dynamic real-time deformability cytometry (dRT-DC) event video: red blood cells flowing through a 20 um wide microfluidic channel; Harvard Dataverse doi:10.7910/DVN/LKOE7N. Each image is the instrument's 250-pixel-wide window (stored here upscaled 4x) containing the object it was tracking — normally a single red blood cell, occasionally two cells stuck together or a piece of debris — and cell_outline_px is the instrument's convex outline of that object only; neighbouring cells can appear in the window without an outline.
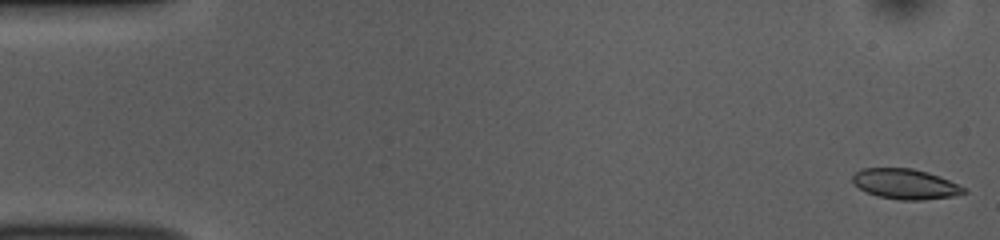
{"species": "common noctule bat (a hibernating species)", "species_latin": "Nyctalus noctula", "temperature_condition": "room temperature", "stored_images_in_passage": 14, "camera_frame_rate_fps": 3000, "um_per_image_px": 0.085, "animal": {"sex": "female", "body_mass_g": 10.0, "forearm_length_mm": 53.1}, "frame": {"image": 1, "passage_image": 1, "time_ms": 0.0, "image_size_px": [1000, 240], "cell_outline_px": [[968, 192], [952, 196], [924, 200], [900, 200], [876, 196], [852, 184], [852, 176], [860, 168], [912, 168], [928, 172], [940, 176], [968, 188]], "centroid_in_image_um": [76.97, 15.64], "position_along_channel_um": 8.0, "area_um2": 19.83}}
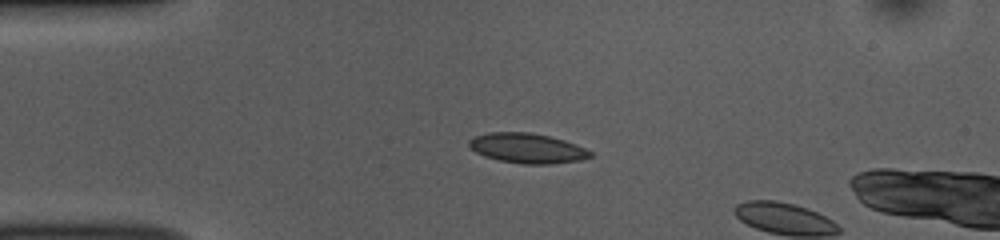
{"frame": {"image": 2, "passage_image": 12, "time_ms": 3.667, "image_size_px": [1000, 240], "cell_outline_px": [[592, 156], [580, 160], [552, 164], [524, 164], [500, 160], [484, 156], [476, 152], [468, 144], [468, 140], [476, 136], [488, 132], [528, 132], [548, 136], [564, 140], [576, 144], [592, 152]], "centroid_in_image_um": [44.82, 12.6], "position_along_channel_um": 40.2, "area_um2": 20.98}}